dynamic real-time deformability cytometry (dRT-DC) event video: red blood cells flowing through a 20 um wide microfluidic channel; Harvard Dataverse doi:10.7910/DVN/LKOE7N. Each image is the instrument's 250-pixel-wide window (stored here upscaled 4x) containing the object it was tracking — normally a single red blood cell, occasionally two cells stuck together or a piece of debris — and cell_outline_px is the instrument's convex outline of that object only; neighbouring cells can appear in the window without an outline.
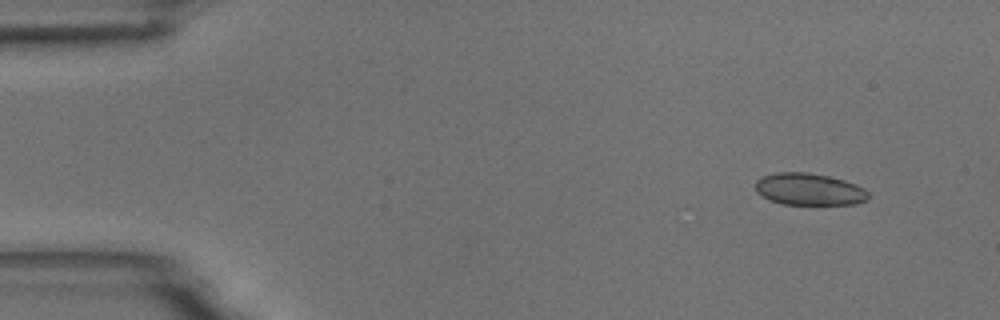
{"species": "common noctule bat (a hibernating species)", "species_latin": "Nyctalus noctula", "temperature_condition": "room temperature", "stored_images_in_passage": 6, "camera_frame_rate_fps": 3000, "um_per_image_px": 0.085, "animal": {"sex": "male", "body_mass_g": 18.8}, "frame": {"image": 1, "passage_image": 2, "time_ms": 1.333, "image_size_px": [1000, 320], "cell_outline_px": [[868, 200], [856, 204], [784, 204], [768, 200], [756, 192], [756, 180], [764, 176], [776, 172], [808, 172], [828, 176], [844, 180], [856, 184], [864, 188], [868, 192]], "centroid_in_image_um": [68.78, 16.09], "position_along_channel_um": 16.2, "area_um2": 21.1}}
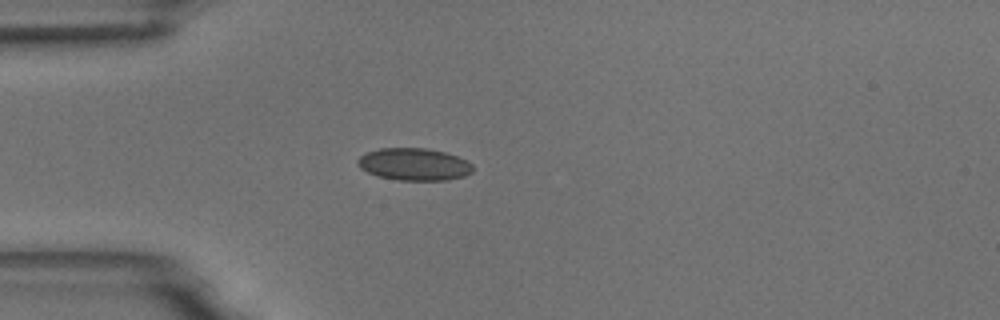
{"frame": {"image": 2, "passage_image": 5, "time_ms": 4.667, "image_size_px": [1000, 320], "cell_outline_px": [[472, 172], [464, 176], [448, 180], [396, 180], [376, 176], [360, 168], [356, 164], [356, 160], [364, 152], [380, 148], [424, 148], [444, 152], [456, 156], [472, 164]], "centroid_in_image_um": [35.13, 13.97], "position_along_channel_um": 49.9, "area_um2": 21.73}}